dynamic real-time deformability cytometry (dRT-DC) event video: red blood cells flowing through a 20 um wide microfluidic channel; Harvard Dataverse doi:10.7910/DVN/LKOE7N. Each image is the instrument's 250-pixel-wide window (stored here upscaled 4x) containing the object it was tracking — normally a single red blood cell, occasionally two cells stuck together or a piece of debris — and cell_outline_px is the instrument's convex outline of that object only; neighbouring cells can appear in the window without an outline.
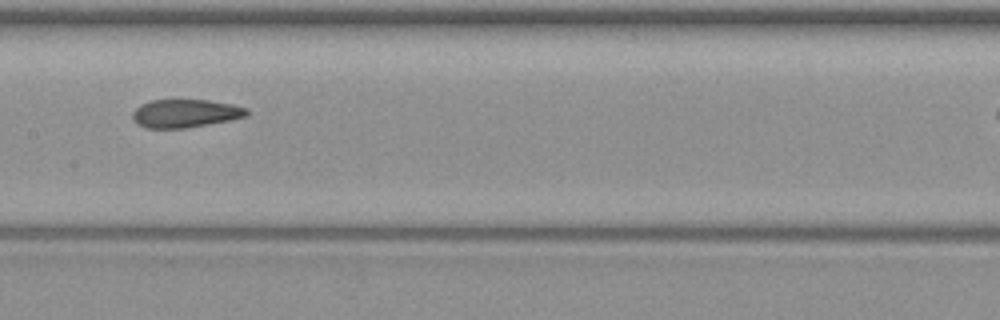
{"species": "common noctule bat (a hibernating species)", "species_latin": "Nyctalus noctula", "temperature_condition": "warm", "stored_images_in_passage": 10, "camera_frame_rate_fps": 3000, "um_per_image_px": 0.085, "animal": {"sex": "female", "body_mass_g": 19.3, "forearm_length_mm": 54.1}, "frame": {"image": 1, "passage_image": 9, "time_ms": 9.333, "image_size_px": [1000, 320], "cell_outline_px": [[248, 116], [228, 120], [184, 128], [144, 128], [136, 124], [132, 120], [132, 112], [140, 104], [148, 100], [208, 100], [232, 104], [248, 108]], "centroid_in_image_um": [15.7, 9.63], "position_along_channel_um": 191.7, "area_um2": 18.84}}